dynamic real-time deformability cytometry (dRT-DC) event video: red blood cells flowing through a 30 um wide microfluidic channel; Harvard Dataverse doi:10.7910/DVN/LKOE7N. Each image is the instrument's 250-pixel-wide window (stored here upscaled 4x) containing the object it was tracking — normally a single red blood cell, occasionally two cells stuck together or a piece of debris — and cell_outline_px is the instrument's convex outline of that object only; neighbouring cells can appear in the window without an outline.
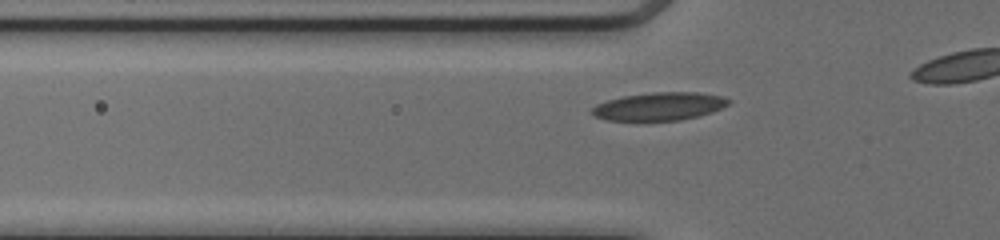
{"species": "common noctule bat (a hibernating species)", "species_latin": "Nyctalus noctula", "temperature_condition": "cold", "stored_images_in_passage": 12, "camera_frame_rate_fps": 3000, "um_per_image_px": 0.085, "animal": {"sex": "female", "body_mass_g": 17.0, "forearm_length_mm": 48.0}, "frame": {"image": 1, "passage_image": 6, "time_ms": 1.667, "image_size_px": [1000, 240], "cell_outline_px": [[732, 100], [728, 104], [712, 112], [700, 116], [680, 120], [604, 120], [592, 116], [588, 112], [596, 104], [608, 100], [624, 96], [652, 92], [700, 92], [720, 96]], "centroid_in_image_um": [56.0, 9.04], "position_along_channel_um": 69.8, "area_um2": 22.37}}
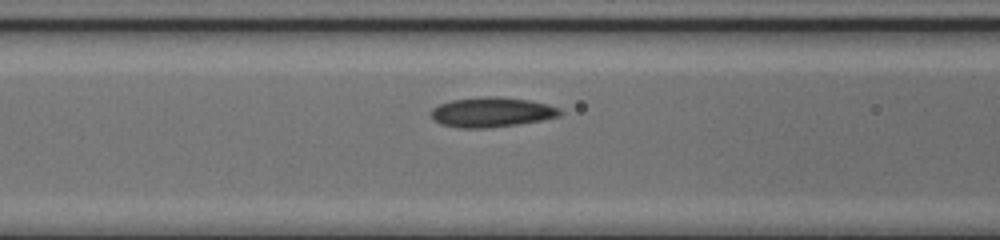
{"frame": {"image": 2, "passage_image": 10, "time_ms": 3.0, "image_size_px": [1000, 240], "cell_outline_px": [[564, 112], [560, 116], [540, 120], [516, 124], [488, 128], [460, 128], [440, 124], [432, 120], [432, 108], [440, 104], [452, 100], [484, 96], [496, 96], [528, 100], [548, 104], [560, 108]], "centroid_in_image_um": [41.79, 9.53], "position_along_channel_um": 124.8, "area_um2": 22.43}}